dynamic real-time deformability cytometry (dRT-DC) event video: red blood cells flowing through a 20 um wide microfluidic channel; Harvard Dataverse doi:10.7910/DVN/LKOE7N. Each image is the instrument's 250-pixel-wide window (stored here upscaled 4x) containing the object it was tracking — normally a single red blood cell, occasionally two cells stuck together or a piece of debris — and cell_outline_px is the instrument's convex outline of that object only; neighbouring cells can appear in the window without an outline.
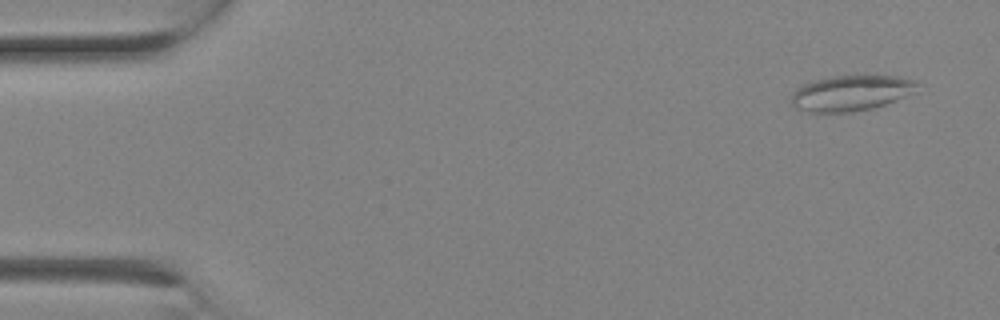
{"species": "Egyptian fruit bat (a non-hibernating species)", "species_latin": "Rousettus aegyptiacus", "temperature_condition": "room temperature", "stored_images_in_passage": 3, "camera_frame_rate_fps": 3000, "um_per_image_px": 0.085, "animal": {"sex": "female"}, "frame": {"image": 1, "passage_image": 1, "time_ms": 0.0, "image_size_px": [1000, 320], "cell_outline_px": [[916, 92], [896, 100], [872, 108], [848, 112], [808, 112], [796, 108], [792, 104], [792, 92], [796, 88], [812, 80], [832, 76], [864, 72], [896, 76], [916, 80]], "centroid_in_image_um": [72.35, 7.85], "position_along_channel_um": 12.6, "area_um2": 26.88}}